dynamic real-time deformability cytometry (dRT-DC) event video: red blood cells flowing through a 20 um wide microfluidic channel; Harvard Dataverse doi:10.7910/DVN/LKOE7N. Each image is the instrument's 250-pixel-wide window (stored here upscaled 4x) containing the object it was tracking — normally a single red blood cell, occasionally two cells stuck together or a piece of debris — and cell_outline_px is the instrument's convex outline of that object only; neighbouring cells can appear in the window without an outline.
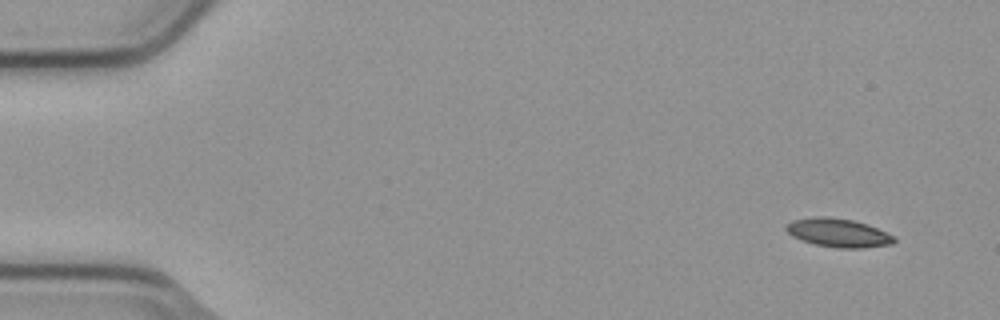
{"species": "common noctule bat (a hibernating species)", "species_latin": "Nyctalus noctula", "temperature_condition": "cold", "stored_images_in_passage": 9, "camera_frame_rate_fps": 3000, "um_per_image_px": 0.085, "animal": {"sex": "male", "body_mass_g": 23.1, "forearm_length_mm": 52.7}, "frame": {"image": 1, "passage_image": 1, "time_ms": 0.0, "image_size_px": [1000, 320], "cell_outline_px": [[896, 240], [892, 244], [860, 248], [840, 248], [816, 244], [792, 236], [784, 228], [792, 220], [816, 216], [824, 216], [852, 220], [876, 228], [896, 236]], "centroid_in_image_um": [71.26, 19.78], "position_along_channel_um": 13.7, "area_um2": 17.69}}
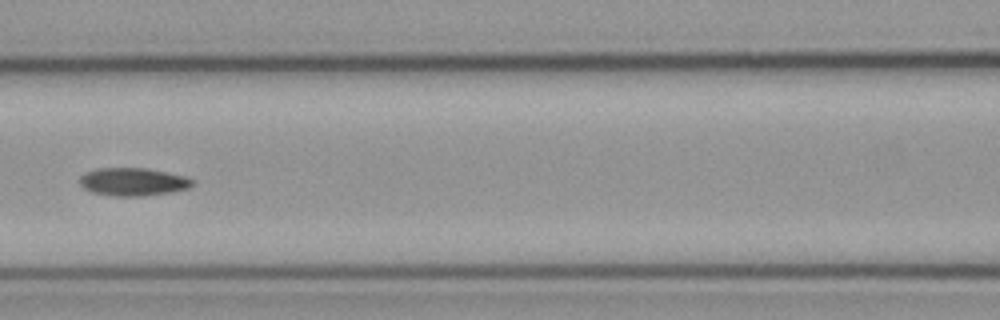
{"frame": {"image": 2, "passage_image": 7, "time_ms": 2.0, "image_size_px": [1000, 320], "cell_outline_px": [[192, 184], [188, 188], [172, 192], [144, 196], [112, 196], [92, 192], [84, 188], [80, 184], [80, 176], [96, 168], [144, 168], [184, 176], [192, 180]], "centroid_in_image_um": [11.27, 15.46], "position_along_channel_um": 155.3, "area_um2": 18.15}}
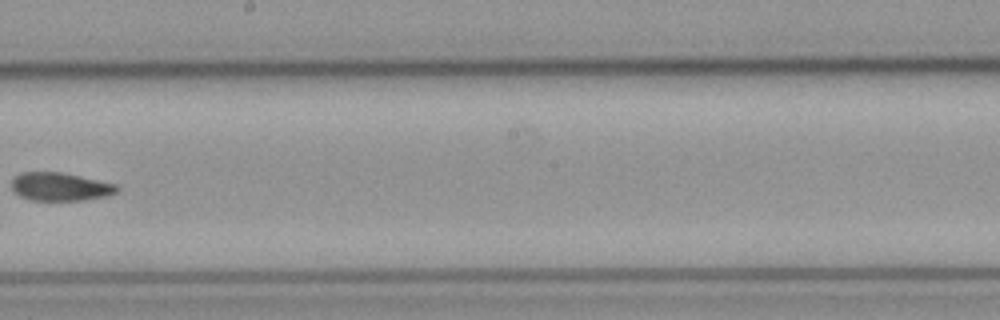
{"frame": {"image": 3, "passage_image": 9, "time_ms": 2.667, "image_size_px": [1000, 320], "cell_outline_px": [[120, 188], [116, 192], [108, 196], [84, 200], [32, 200], [20, 196], [12, 192], [12, 180], [20, 172], [60, 172], [80, 176], [116, 184]], "centroid_in_image_um": [5.11, 15.87], "position_along_channel_um": 243.1, "area_um2": 17.34}}